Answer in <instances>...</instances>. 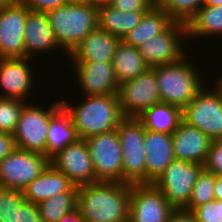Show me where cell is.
<instances>
[{
    "mask_svg": "<svg viewBox=\"0 0 222 222\" xmlns=\"http://www.w3.org/2000/svg\"><path fill=\"white\" fill-rule=\"evenodd\" d=\"M131 184L99 181L79 185L77 210L87 222H129Z\"/></svg>",
    "mask_w": 222,
    "mask_h": 222,
    "instance_id": "1",
    "label": "cell"
},
{
    "mask_svg": "<svg viewBox=\"0 0 222 222\" xmlns=\"http://www.w3.org/2000/svg\"><path fill=\"white\" fill-rule=\"evenodd\" d=\"M85 98L76 106L60 99L61 106L71 117L79 139L86 140L94 135L111 132L117 129L125 118L121 112L118 94Z\"/></svg>",
    "mask_w": 222,
    "mask_h": 222,
    "instance_id": "2",
    "label": "cell"
},
{
    "mask_svg": "<svg viewBox=\"0 0 222 222\" xmlns=\"http://www.w3.org/2000/svg\"><path fill=\"white\" fill-rule=\"evenodd\" d=\"M47 14L58 45L68 56L89 33L98 28V3L67 2Z\"/></svg>",
    "mask_w": 222,
    "mask_h": 222,
    "instance_id": "3",
    "label": "cell"
},
{
    "mask_svg": "<svg viewBox=\"0 0 222 222\" xmlns=\"http://www.w3.org/2000/svg\"><path fill=\"white\" fill-rule=\"evenodd\" d=\"M188 55L178 62L152 67L162 103L183 109L205 87L206 80H203L197 66L187 60Z\"/></svg>",
    "mask_w": 222,
    "mask_h": 222,
    "instance_id": "4",
    "label": "cell"
},
{
    "mask_svg": "<svg viewBox=\"0 0 222 222\" xmlns=\"http://www.w3.org/2000/svg\"><path fill=\"white\" fill-rule=\"evenodd\" d=\"M117 131L120 137L123 170L122 183H146V162L144 152L145 127L136 117H125Z\"/></svg>",
    "mask_w": 222,
    "mask_h": 222,
    "instance_id": "5",
    "label": "cell"
},
{
    "mask_svg": "<svg viewBox=\"0 0 222 222\" xmlns=\"http://www.w3.org/2000/svg\"><path fill=\"white\" fill-rule=\"evenodd\" d=\"M61 107L60 100L48 109L26 103L20 113L13 138L16 148L44 154L49 131L50 117Z\"/></svg>",
    "mask_w": 222,
    "mask_h": 222,
    "instance_id": "6",
    "label": "cell"
},
{
    "mask_svg": "<svg viewBox=\"0 0 222 222\" xmlns=\"http://www.w3.org/2000/svg\"><path fill=\"white\" fill-rule=\"evenodd\" d=\"M98 181L122 183L123 154L117 129L86 139Z\"/></svg>",
    "mask_w": 222,
    "mask_h": 222,
    "instance_id": "7",
    "label": "cell"
},
{
    "mask_svg": "<svg viewBox=\"0 0 222 222\" xmlns=\"http://www.w3.org/2000/svg\"><path fill=\"white\" fill-rule=\"evenodd\" d=\"M203 169L204 165L174 159L153 184L175 209H183Z\"/></svg>",
    "mask_w": 222,
    "mask_h": 222,
    "instance_id": "8",
    "label": "cell"
},
{
    "mask_svg": "<svg viewBox=\"0 0 222 222\" xmlns=\"http://www.w3.org/2000/svg\"><path fill=\"white\" fill-rule=\"evenodd\" d=\"M210 89L204 87L182 109V118L184 122L198 128L213 141L222 137V96L215 86Z\"/></svg>",
    "mask_w": 222,
    "mask_h": 222,
    "instance_id": "9",
    "label": "cell"
},
{
    "mask_svg": "<svg viewBox=\"0 0 222 222\" xmlns=\"http://www.w3.org/2000/svg\"><path fill=\"white\" fill-rule=\"evenodd\" d=\"M49 163L44 154L15 148L0 160V187L23 190Z\"/></svg>",
    "mask_w": 222,
    "mask_h": 222,
    "instance_id": "10",
    "label": "cell"
},
{
    "mask_svg": "<svg viewBox=\"0 0 222 222\" xmlns=\"http://www.w3.org/2000/svg\"><path fill=\"white\" fill-rule=\"evenodd\" d=\"M118 97L124 117H138L161 103L155 70L149 67L139 76L119 84Z\"/></svg>",
    "mask_w": 222,
    "mask_h": 222,
    "instance_id": "11",
    "label": "cell"
},
{
    "mask_svg": "<svg viewBox=\"0 0 222 222\" xmlns=\"http://www.w3.org/2000/svg\"><path fill=\"white\" fill-rule=\"evenodd\" d=\"M175 210L153 183L131 184L129 222H167Z\"/></svg>",
    "mask_w": 222,
    "mask_h": 222,
    "instance_id": "12",
    "label": "cell"
},
{
    "mask_svg": "<svg viewBox=\"0 0 222 222\" xmlns=\"http://www.w3.org/2000/svg\"><path fill=\"white\" fill-rule=\"evenodd\" d=\"M187 38L186 23L174 21L164 32L140 45L139 51L149 67L178 62L187 54L181 39Z\"/></svg>",
    "mask_w": 222,
    "mask_h": 222,
    "instance_id": "13",
    "label": "cell"
},
{
    "mask_svg": "<svg viewBox=\"0 0 222 222\" xmlns=\"http://www.w3.org/2000/svg\"><path fill=\"white\" fill-rule=\"evenodd\" d=\"M28 13L19 0L0 4V58L25 57L24 28Z\"/></svg>",
    "mask_w": 222,
    "mask_h": 222,
    "instance_id": "14",
    "label": "cell"
},
{
    "mask_svg": "<svg viewBox=\"0 0 222 222\" xmlns=\"http://www.w3.org/2000/svg\"><path fill=\"white\" fill-rule=\"evenodd\" d=\"M50 164L64 173L76 186L99 182L84 139L65 146L50 159Z\"/></svg>",
    "mask_w": 222,
    "mask_h": 222,
    "instance_id": "15",
    "label": "cell"
},
{
    "mask_svg": "<svg viewBox=\"0 0 222 222\" xmlns=\"http://www.w3.org/2000/svg\"><path fill=\"white\" fill-rule=\"evenodd\" d=\"M73 63L76 79L85 96L118 94L119 83L112 62L74 61Z\"/></svg>",
    "mask_w": 222,
    "mask_h": 222,
    "instance_id": "16",
    "label": "cell"
},
{
    "mask_svg": "<svg viewBox=\"0 0 222 222\" xmlns=\"http://www.w3.org/2000/svg\"><path fill=\"white\" fill-rule=\"evenodd\" d=\"M29 58H0V97L16 98L26 102L33 86V69Z\"/></svg>",
    "mask_w": 222,
    "mask_h": 222,
    "instance_id": "17",
    "label": "cell"
},
{
    "mask_svg": "<svg viewBox=\"0 0 222 222\" xmlns=\"http://www.w3.org/2000/svg\"><path fill=\"white\" fill-rule=\"evenodd\" d=\"M172 138L175 159L205 164L213 142L205 133L182 120Z\"/></svg>",
    "mask_w": 222,
    "mask_h": 222,
    "instance_id": "18",
    "label": "cell"
},
{
    "mask_svg": "<svg viewBox=\"0 0 222 222\" xmlns=\"http://www.w3.org/2000/svg\"><path fill=\"white\" fill-rule=\"evenodd\" d=\"M24 47L25 57L31 61L37 52L41 55L42 52L60 48L47 12L29 10L24 28Z\"/></svg>",
    "mask_w": 222,
    "mask_h": 222,
    "instance_id": "19",
    "label": "cell"
},
{
    "mask_svg": "<svg viewBox=\"0 0 222 222\" xmlns=\"http://www.w3.org/2000/svg\"><path fill=\"white\" fill-rule=\"evenodd\" d=\"M146 183H154L175 159L172 134L145 131Z\"/></svg>",
    "mask_w": 222,
    "mask_h": 222,
    "instance_id": "20",
    "label": "cell"
},
{
    "mask_svg": "<svg viewBox=\"0 0 222 222\" xmlns=\"http://www.w3.org/2000/svg\"><path fill=\"white\" fill-rule=\"evenodd\" d=\"M76 186L64 173L52 164L23 189L25 200L38 204L60 192H77Z\"/></svg>",
    "mask_w": 222,
    "mask_h": 222,
    "instance_id": "21",
    "label": "cell"
},
{
    "mask_svg": "<svg viewBox=\"0 0 222 222\" xmlns=\"http://www.w3.org/2000/svg\"><path fill=\"white\" fill-rule=\"evenodd\" d=\"M114 35L97 28L89 33L72 51L69 59L86 62H112L113 55L120 43Z\"/></svg>",
    "mask_w": 222,
    "mask_h": 222,
    "instance_id": "22",
    "label": "cell"
},
{
    "mask_svg": "<svg viewBox=\"0 0 222 222\" xmlns=\"http://www.w3.org/2000/svg\"><path fill=\"white\" fill-rule=\"evenodd\" d=\"M148 11L123 12L110 6L107 2L98 4V28L109 32L121 41Z\"/></svg>",
    "mask_w": 222,
    "mask_h": 222,
    "instance_id": "23",
    "label": "cell"
},
{
    "mask_svg": "<svg viewBox=\"0 0 222 222\" xmlns=\"http://www.w3.org/2000/svg\"><path fill=\"white\" fill-rule=\"evenodd\" d=\"M173 22L174 20L164 10L154 5L122 41L130 46L139 47L164 32Z\"/></svg>",
    "mask_w": 222,
    "mask_h": 222,
    "instance_id": "24",
    "label": "cell"
},
{
    "mask_svg": "<svg viewBox=\"0 0 222 222\" xmlns=\"http://www.w3.org/2000/svg\"><path fill=\"white\" fill-rule=\"evenodd\" d=\"M79 139L71 117L61 106L51 117L46 141V157L50 160L65 146Z\"/></svg>",
    "mask_w": 222,
    "mask_h": 222,
    "instance_id": "25",
    "label": "cell"
},
{
    "mask_svg": "<svg viewBox=\"0 0 222 222\" xmlns=\"http://www.w3.org/2000/svg\"><path fill=\"white\" fill-rule=\"evenodd\" d=\"M137 118L146 130L165 134H172L183 120L181 108L162 102L146 109Z\"/></svg>",
    "mask_w": 222,
    "mask_h": 222,
    "instance_id": "26",
    "label": "cell"
},
{
    "mask_svg": "<svg viewBox=\"0 0 222 222\" xmlns=\"http://www.w3.org/2000/svg\"><path fill=\"white\" fill-rule=\"evenodd\" d=\"M112 65L119 84L139 76L149 68L140 54L139 48L130 46L123 41L117 45Z\"/></svg>",
    "mask_w": 222,
    "mask_h": 222,
    "instance_id": "27",
    "label": "cell"
},
{
    "mask_svg": "<svg viewBox=\"0 0 222 222\" xmlns=\"http://www.w3.org/2000/svg\"><path fill=\"white\" fill-rule=\"evenodd\" d=\"M187 37L222 35V5H202L186 23Z\"/></svg>",
    "mask_w": 222,
    "mask_h": 222,
    "instance_id": "28",
    "label": "cell"
},
{
    "mask_svg": "<svg viewBox=\"0 0 222 222\" xmlns=\"http://www.w3.org/2000/svg\"><path fill=\"white\" fill-rule=\"evenodd\" d=\"M76 204L77 192H60L38 203L41 222H59L77 208Z\"/></svg>",
    "mask_w": 222,
    "mask_h": 222,
    "instance_id": "29",
    "label": "cell"
},
{
    "mask_svg": "<svg viewBox=\"0 0 222 222\" xmlns=\"http://www.w3.org/2000/svg\"><path fill=\"white\" fill-rule=\"evenodd\" d=\"M215 184L216 175L203 169L198 175L197 181L193 186L191 198L183 210L191 212L193 209L215 200Z\"/></svg>",
    "mask_w": 222,
    "mask_h": 222,
    "instance_id": "30",
    "label": "cell"
},
{
    "mask_svg": "<svg viewBox=\"0 0 222 222\" xmlns=\"http://www.w3.org/2000/svg\"><path fill=\"white\" fill-rule=\"evenodd\" d=\"M203 2L204 0H161L157 6L174 21L187 23Z\"/></svg>",
    "mask_w": 222,
    "mask_h": 222,
    "instance_id": "31",
    "label": "cell"
},
{
    "mask_svg": "<svg viewBox=\"0 0 222 222\" xmlns=\"http://www.w3.org/2000/svg\"><path fill=\"white\" fill-rule=\"evenodd\" d=\"M26 103L16 98L0 97V132L14 133L21 110Z\"/></svg>",
    "mask_w": 222,
    "mask_h": 222,
    "instance_id": "32",
    "label": "cell"
},
{
    "mask_svg": "<svg viewBox=\"0 0 222 222\" xmlns=\"http://www.w3.org/2000/svg\"><path fill=\"white\" fill-rule=\"evenodd\" d=\"M24 200L23 190L0 187V222H15V210Z\"/></svg>",
    "mask_w": 222,
    "mask_h": 222,
    "instance_id": "33",
    "label": "cell"
},
{
    "mask_svg": "<svg viewBox=\"0 0 222 222\" xmlns=\"http://www.w3.org/2000/svg\"><path fill=\"white\" fill-rule=\"evenodd\" d=\"M197 222H222V201L212 200L191 211Z\"/></svg>",
    "mask_w": 222,
    "mask_h": 222,
    "instance_id": "34",
    "label": "cell"
},
{
    "mask_svg": "<svg viewBox=\"0 0 222 222\" xmlns=\"http://www.w3.org/2000/svg\"><path fill=\"white\" fill-rule=\"evenodd\" d=\"M204 169L216 176L222 174V137L213 140Z\"/></svg>",
    "mask_w": 222,
    "mask_h": 222,
    "instance_id": "35",
    "label": "cell"
},
{
    "mask_svg": "<svg viewBox=\"0 0 222 222\" xmlns=\"http://www.w3.org/2000/svg\"><path fill=\"white\" fill-rule=\"evenodd\" d=\"M107 3L123 12L149 11L155 4L151 0H108Z\"/></svg>",
    "mask_w": 222,
    "mask_h": 222,
    "instance_id": "36",
    "label": "cell"
},
{
    "mask_svg": "<svg viewBox=\"0 0 222 222\" xmlns=\"http://www.w3.org/2000/svg\"><path fill=\"white\" fill-rule=\"evenodd\" d=\"M15 222H41L37 204L24 200L15 210Z\"/></svg>",
    "mask_w": 222,
    "mask_h": 222,
    "instance_id": "37",
    "label": "cell"
},
{
    "mask_svg": "<svg viewBox=\"0 0 222 222\" xmlns=\"http://www.w3.org/2000/svg\"><path fill=\"white\" fill-rule=\"evenodd\" d=\"M28 10L49 12L67 3L66 0H19Z\"/></svg>",
    "mask_w": 222,
    "mask_h": 222,
    "instance_id": "38",
    "label": "cell"
},
{
    "mask_svg": "<svg viewBox=\"0 0 222 222\" xmlns=\"http://www.w3.org/2000/svg\"><path fill=\"white\" fill-rule=\"evenodd\" d=\"M16 148L12 134L0 132V160L5 158Z\"/></svg>",
    "mask_w": 222,
    "mask_h": 222,
    "instance_id": "39",
    "label": "cell"
},
{
    "mask_svg": "<svg viewBox=\"0 0 222 222\" xmlns=\"http://www.w3.org/2000/svg\"><path fill=\"white\" fill-rule=\"evenodd\" d=\"M167 222H197L195 219V216L189 212L185 211L183 209H176Z\"/></svg>",
    "mask_w": 222,
    "mask_h": 222,
    "instance_id": "40",
    "label": "cell"
},
{
    "mask_svg": "<svg viewBox=\"0 0 222 222\" xmlns=\"http://www.w3.org/2000/svg\"><path fill=\"white\" fill-rule=\"evenodd\" d=\"M59 222H87L80 212L75 209L72 213L64 216Z\"/></svg>",
    "mask_w": 222,
    "mask_h": 222,
    "instance_id": "41",
    "label": "cell"
},
{
    "mask_svg": "<svg viewBox=\"0 0 222 222\" xmlns=\"http://www.w3.org/2000/svg\"><path fill=\"white\" fill-rule=\"evenodd\" d=\"M214 198L215 200L222 201V176L221 175L216 176Z\"/></svg>",
    "mask_w": 222,
    "mask_h": 222,
    "instance_id": "42",
    "label": "cell"
},
{
    "mask_svg": "<svg viewBox=\"0 0 222 222\" xmlns=\"http://www.w3.org/2000/svg\"><path fill=\"white\" fill-rule=\"evenodd\" d=\"M203 5L219 6L222 5V0H204Z\"/></svg>",
    "mask_w": 222,
    "mask_h": 222,
    "instance_id": "43",
    "label": "cell"
},
{
    "mask_svg": "<svg viewBox=\"0 0 222 222\" xmlns=\"http://www.w3.org/2000/svg\"><path fill=\"white\" fill-rule=\"evenodd\" d=\"M217 78H218L217 80L216 79L214 80V81H216V82H214L215 86H216L215 88L217 90H222V75H219Z\"/></svg>",
    "mask_w": 222,
    "mask_h": 222,
    "instance_id": "44",
    "label": "cell"
},
{
    "mask_svg": "<svg viewBox=\"0 0 222 222\" xmlns=\"http://www.w3.org/2000/svg\"><path fill=\"white\" fill-rule=\"evenodd\" d=\"M86 1H88V2H94V3H105V2H107L108 0H86Z\"/></svg>",
    "mask_w": 222,
    "mask_h": 222,
    "instance_id": "45",
    "label": "cell"
},
{
    "mask_svg": "<svg viewBox=\"0 0 222 222\" xmlns=\"http://www.w3.org/2000/svg\"><path fill=\"white\" fill-rule=\"evenodd\" d=\"M16 0H0V4L14 2Z\"/></svg>",
    "mask_w": 222,
    "mask_h": 222,
    "instance_id": "46",
    "label": "cell"
},
{
    "mask_svg": "<svg viewBox=\"0 0 222 222\" xmlns=\"http://www.w3.org/2000/svg\"><path fill=\"white\" fill-rule=\"evenodd\" d=\"M66 1L72 3V2H84L86 0H66Z\"/></svg>",
    "mask_w": 222,
    "mask_h": 222,
    "instance_id": "47",
    "label": "cell"
},
{
    "mask_svg": "<svg viewBox=\"0 0 222 222\" xmlns=\"http://www.w3.org/2000/svg\"><path fill=\"white\" fill-rule=\"evenodd\" d=\"M155 5H157L161 0H151Z\"/></svg>",
    "mask_w": 222,
    "mask_h": 222,
    "instance_id": "48",
    "label": "cell"
}]
</instances>
